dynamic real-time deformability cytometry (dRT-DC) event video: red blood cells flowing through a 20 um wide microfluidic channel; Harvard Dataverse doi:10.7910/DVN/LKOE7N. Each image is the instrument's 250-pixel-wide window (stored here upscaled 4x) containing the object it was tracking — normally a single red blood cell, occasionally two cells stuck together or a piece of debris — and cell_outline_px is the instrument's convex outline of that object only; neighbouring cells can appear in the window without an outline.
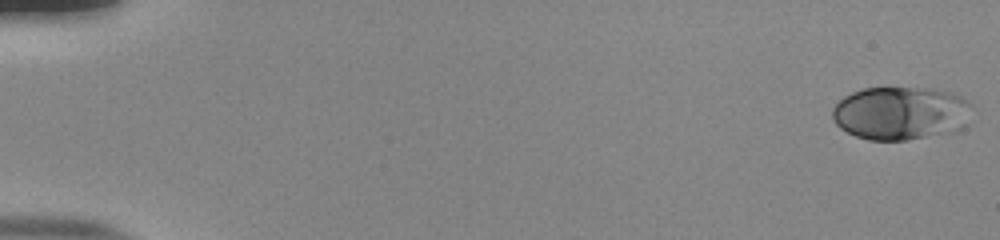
{"species": "human", "species_latin": "Homo sapiens", "temperature_condition": "room temperature", "stored_images_in_passage": 54, "camera_frame_rate_fps": 3000, "um_per_image_px": 0.085, "donor": {"sex": "male"}, "frame": {"image": 1, "passage_image": 1, "time_ms": 0.0, "image_size_px": [1000, 240], "cell_outline_px": [[972, 104], [968, 124], [964, 128], [952, 132], [908, 140], [868, 140], [856, 136], [840, 128], [832, 120], [832, 108], [844, 96], [852, 92], [864, 88], [912, 88], [952, 92], [960, 96]], "centroid_in_image_um": [76.57, 9.64], "position_along_channel_um": 8.4, "area_um2": 43.58}}
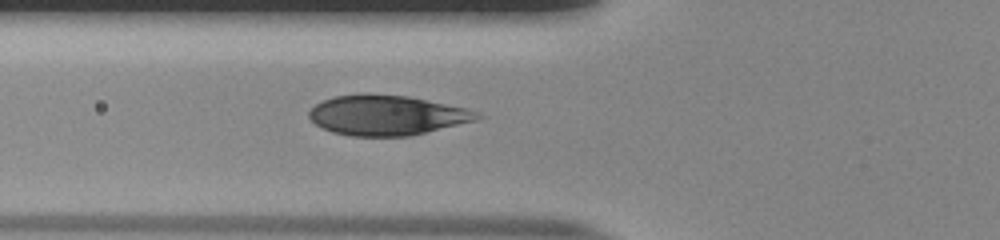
{"frame": {"image": 2, "passage_image": 21, "time_ms": 6.667, "image_size_px": [1000, 240], "cell_outline_px": [[484, 116], [476, 120], [412, 136], [348, 136], [332, 132], [316, 124], [308, 116], [308, 112], [316, 104], [332, 96], [360, 92], [368, 92], [408, 96], [464, 108], [480, 112]], "centroid_in_image_um": [32.85, 9.78], "position_along_channel_um": 92.9, "area_um2": 39.54}}
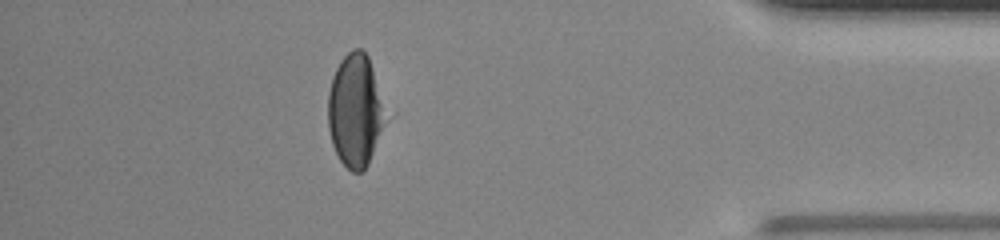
{"frame": {"image": 3, "passage_image": 48, "time_ms": 15.667, "image_size_px": [1000, 240], "cell_outline_px": [[396, 112], [368, 164], [360, 172], [352, 172], [340, 160], [332, 144], [328, 128], [328, 92], [332, 76], [340, 60], [352, 48], [360, 48], [368, 56]], "centroid_in_image_um": [30.38, 9.37], "position_along_channel_um": 404.8, "area_um2": 40.86}, "authors_computed_cell_mechanics": {"area_um2": 40.8357, "velocity_mm_per_s": 3.8616, "shape_relaxation_time_tau1_ms": 4.7235, "shape_relaxation_time_tau2_ms": null, "deformation_change_tau1": 0.194, "deformation_change_tau2": null}}